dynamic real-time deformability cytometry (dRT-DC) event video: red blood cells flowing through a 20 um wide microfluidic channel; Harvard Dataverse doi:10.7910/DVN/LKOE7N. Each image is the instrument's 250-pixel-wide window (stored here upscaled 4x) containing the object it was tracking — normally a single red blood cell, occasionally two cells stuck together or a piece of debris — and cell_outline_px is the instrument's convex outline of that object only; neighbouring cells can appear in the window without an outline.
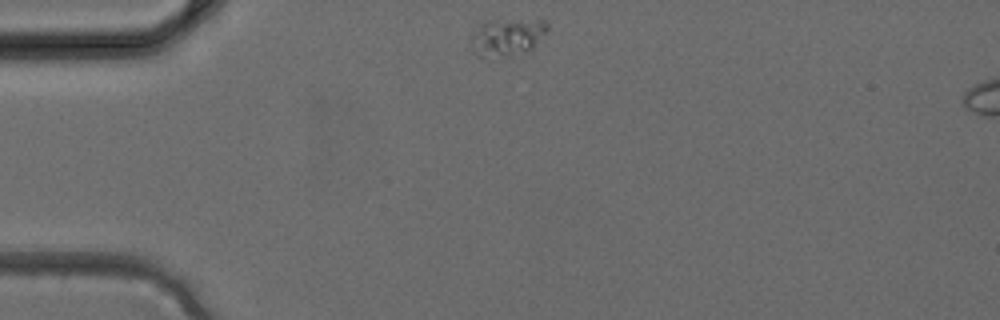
{"species": "common noctule bat (a hibernating species)", "species_latin": "Nyctalus noctula", "temperature_condition": "cold", "stored_images_in_passage": 2, "camera_frame_rate_fps": 3000, "um_per_image_px": 0.085, "animal": {"sex": "female", "body_mass_g": 24.6, "forearm_length_mm": 56.2}, "frame": {"image": 1, "passage_image": 1, "time_ms": 0.0, "image_size_px": [1000, 320], "cell_outline_px": [[548, 32], [528, 52], [508, 56], [476, 56], [472, 44], [472, 36], [480, 24], [488, 20], [544, 20], [548, 24]], "centroid_in_image_um": [43.16, 3.14], "position_along_channel_um": 41.8, "area_um2": 16.53}}